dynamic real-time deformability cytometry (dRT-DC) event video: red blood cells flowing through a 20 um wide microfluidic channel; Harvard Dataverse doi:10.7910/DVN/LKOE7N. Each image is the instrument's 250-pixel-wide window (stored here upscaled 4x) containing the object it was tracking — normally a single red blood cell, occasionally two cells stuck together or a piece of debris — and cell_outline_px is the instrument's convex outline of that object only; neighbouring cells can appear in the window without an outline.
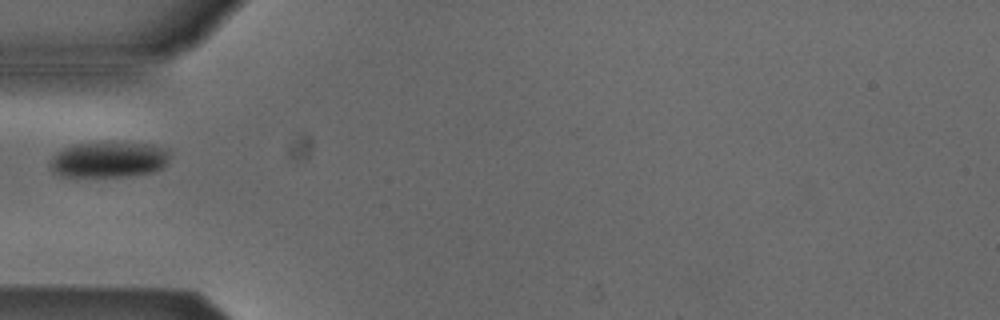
{"species": "Egyptian fruit bat (a non-hibernating species)", "species_latin": "Rousettus aegyptiacus", "temperature_condition": "cold", "stored_images_in_passage": 25, "camera_frame_rate_fps": 3000, "um_per_image_px": 0.085, "animal": {"sex": "male"}, "frame": {"image": 1, "passage_image": 2, "time_ms": 0.333, "image_size_px": [1000, 320], "cell_outline_px": [[172, 152], [164, 168], [152, 172], [128, 176], [60, 176], [52, 172], [48, 164], [48, 160], [56, 152], [72, 144], [96, 140], [112, 140], [152, 144], [168, 148]], "centroid_in_image_um": [9.25, 13.51], "position_along_channel_um": 75.8, "area_um2": 26.36}}
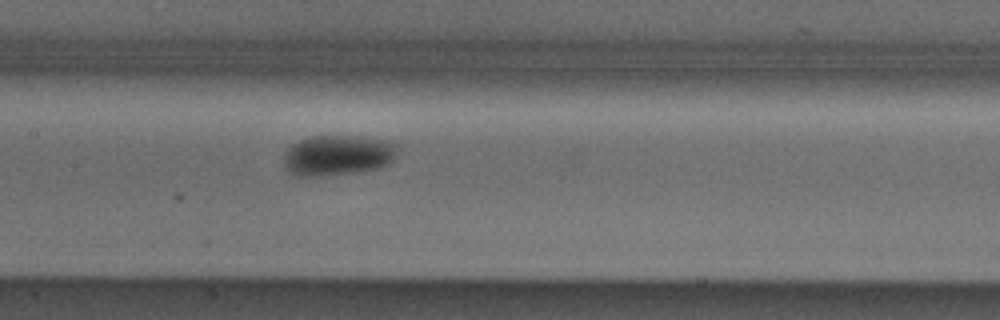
{"frame": {"image": 2, "passage_image": 10, "time_ms": 3.0, "image_size_px": [1000, 320], "cell_outline_px": [[400, 144], [396, 156], [388, 164], [376, 168], [356, 172], [320, 176], [296, 176], [284, 168], [284, 152], [292, 144], [300, 140], [312, 136], [364, 136], [392, 140]], "centroid_in_image_um": [28.75, 13.18], "position_along_channel_um": 178.7, "area_um2": 27.28}}
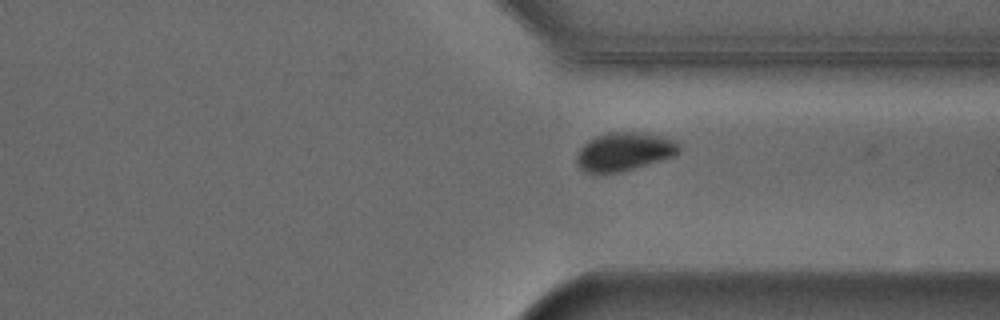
{"frame": {"image": 3, "passage_image": 24, "time_ms": 7.667, "image_size_px": [1000, 320], "cell_outline_px": [[680, 152], [676, 156], [620, 172], [584, 172], [576, 164], [576, 156], [580, 148], [588, 140], [596, 136], [608, 132], [648, 132], [664, 136], [676, 140], [680, 144]], "centroid_in_image_um": [53.1, 12.86], "position_along_channel_um": 358.3, "area_um2": 23.24}}